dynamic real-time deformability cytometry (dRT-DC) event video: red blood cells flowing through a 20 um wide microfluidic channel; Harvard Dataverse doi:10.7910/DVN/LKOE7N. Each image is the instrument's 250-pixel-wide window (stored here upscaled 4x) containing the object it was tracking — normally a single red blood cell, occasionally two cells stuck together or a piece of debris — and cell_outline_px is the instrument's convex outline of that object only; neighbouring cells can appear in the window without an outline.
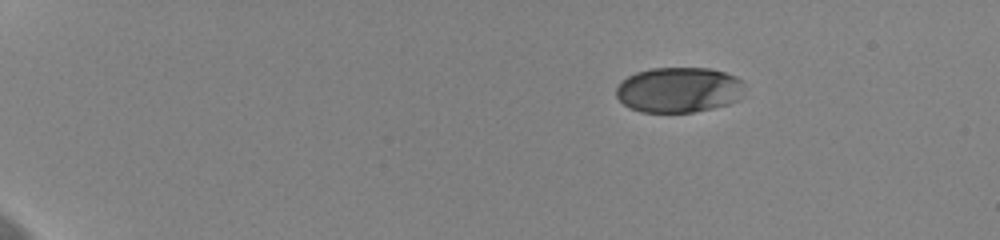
{"species": "human", "species_latin": "Homo sapiens", "temperature_condition": "cold", "stored_images_in_passage": 49, "camera_frame_rate_fps": 3000, "um_per_image_px": 0.085, "donor": {"sex": "female"}, "frame": {"image": 1, "passage_image": 1, "time_ms": 0.0, "image_size_px": [1000, 240], "cell_outline_px": [[740, 80], [736, 100], [728, 104], [712, 108], [692, 112], [640, 112], [628, 108], [616, 96], [616, 88], [620, 80], [636, 72], [652, 68], [708, 68], [724, 72], [736, 76]], "centroid_in_image_um": [57.58, 7.63], "position_along_channel_um": 27.4, "area_um2": 33.52}}
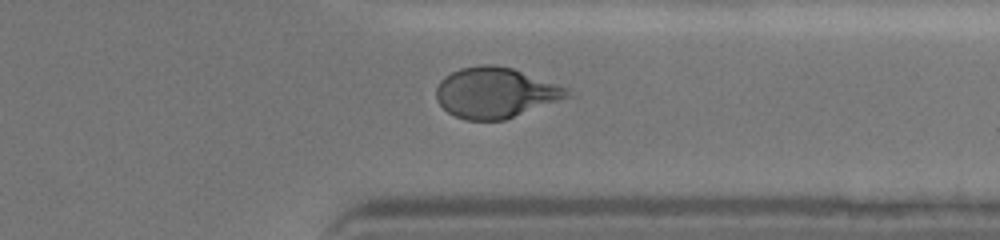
{"frame": {"image": 2, "passage_image": 39, "time_ms": 12.667, "image_size_px": [1000, 240], "cell_outline_px": [[572, 96], [504, 120], [464, 120], [448, 112], [436, 100], [436, 88], [440, 80], [444, 76], [460, 68], [480, 64], [492, 64], [512, 68], [568, 88]], "centroid_in_image_um": [42.09, 7.88], "position_along_channel_um": 369.3, "area_um2": 38.49}}
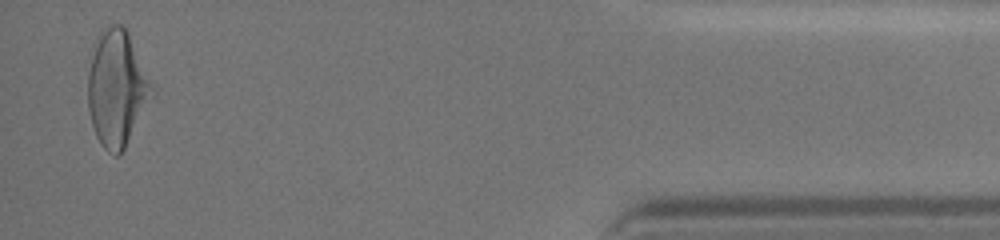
{"frame": {"image": 3, "passage_image": 48, "time_ms": 15.667, "image_size_px": [1000, 240], "cell_outline_px": [[148, 96], [124, 148], [120, 156], [116, 156], [108, 152], [100, 144], [96, 136], [92, 124], [88, 108], [88, 76], [92, 56], [100, 32], [108, 24], [120, 24], [128, 32], [148, 84]], "centroid_in_image_um": [9.81, 7.52], "position_along_channel_um": 425.4, "area_um2": 40.52}, "authors_computed_cell_mechanics": {"area_um2": 37.57, "velocity_mm_per_s": 3.6404, "shape_relaxation_time_tau1_ms": 3.79, "shape_relaxation_time_tau2_ms": 0.9984, "deformation_change_tau1": 0.1553, "deformation_change_tau2": 0.0643}}